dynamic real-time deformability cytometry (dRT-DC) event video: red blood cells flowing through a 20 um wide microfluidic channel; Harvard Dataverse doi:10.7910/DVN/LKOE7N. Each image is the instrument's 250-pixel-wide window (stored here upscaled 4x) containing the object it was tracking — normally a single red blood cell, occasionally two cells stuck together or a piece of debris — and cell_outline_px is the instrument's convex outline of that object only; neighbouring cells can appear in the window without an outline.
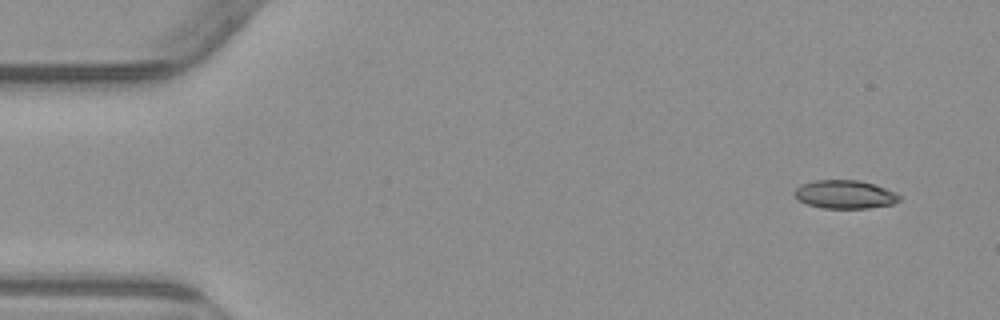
{"species": "common noctule bat (a hibernating species)", "species_latin": "Nyctalus noctula", "temperature_condition": "warm", "stored_images_in_passage": 5, "camera_frame_rate_fps": 3000, "um_per_image_px": 0.085, "animal": {"sex": "male", "body_mass_g": 23.1, "forearm_length_mm": 52.7}, "frame": {"image": 1, "passage_image": 1, "time_ms": 0.0, "image_size_px": [1000, 320], "cell_outline_px": [[900, 200], [892, 204], [868, 208], [820, 208], [808, 204], [800, 200], [792, 192], [800, 184], [816, 180], [860, 180], [876, 184], [900, 196]], "centroid_in_image_um": [71.79, 16.52], "position_along_channel_um": 13.2, "area_um2": 17.28}}
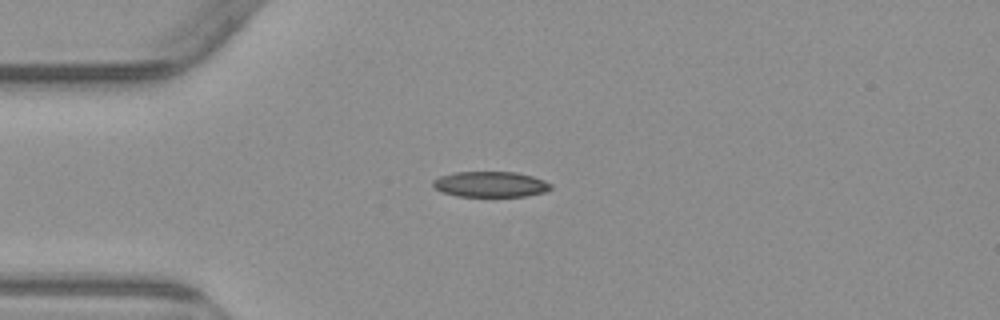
{"frame": {"image": 2, "passage_image": 4, "time_ms": 3.333, "image_size_px": [1000, 320], "cell_outline_px": [[552, 188], [544, 192], [524, 196], [456, 196], [440, 192], [432, 188], [432, 180], [440, 176], [456, 172], [516, 172], [532, 176], [544, 180], [552, 184]], "centroid_in_image_um": [41.64, 15.66], "position_along_channel_um": 43.4, "area_um2": 17.69}}
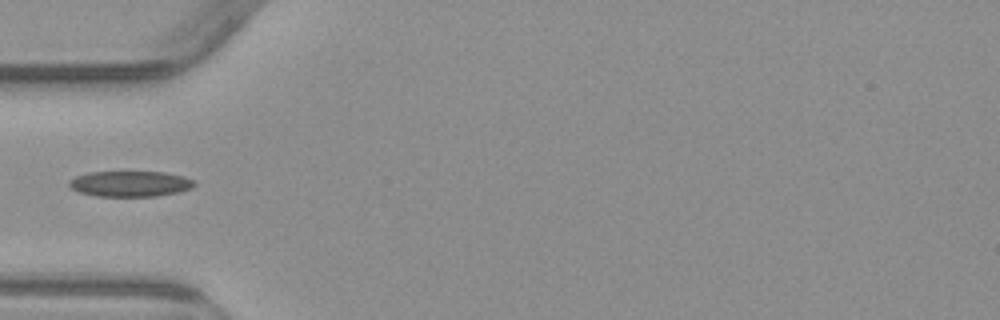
{"frame": {"image": 3, "passage_image": 5, "time_ms": 4.667, "image_size_px": [1000, 320], "cell_outline_px": [[196, 184], [192, 188], [180, 192], [156, 196], [96, 196], [80, 192], [72, 188], [68, 184], [68, 180], [76, 176], [88, 172], [164, 172], [184, 176], [192, 180]], "centroid_in_image_um": [11.07, 15.62], "position_along_channel_um": 73.9, "area_um2": 18.73}}